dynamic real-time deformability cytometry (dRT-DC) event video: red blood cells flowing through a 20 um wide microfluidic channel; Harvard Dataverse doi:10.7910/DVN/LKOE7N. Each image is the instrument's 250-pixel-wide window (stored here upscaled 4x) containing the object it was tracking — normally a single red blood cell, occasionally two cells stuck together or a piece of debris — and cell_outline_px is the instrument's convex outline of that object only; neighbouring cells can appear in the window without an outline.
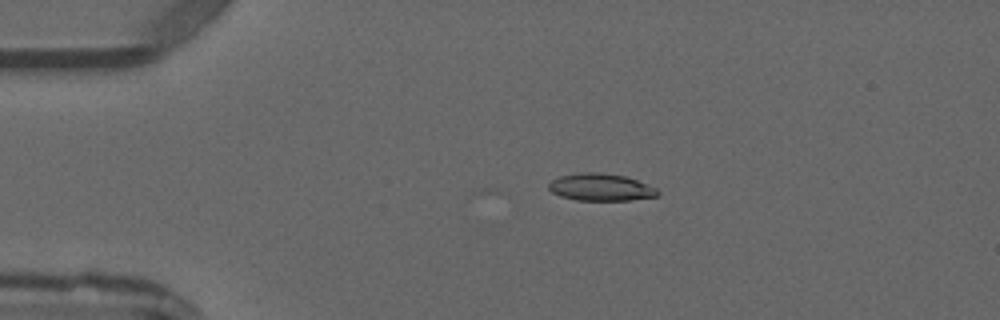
{"species": "common noctule bat (a hibernating species)", "species_latin": "Nyctalus noctula", "temperature_condition": "warm", "stored_images_in_passage": 8, "camera_frame_rate_fps": 3000, "um_per_image_px": 0.085, "animal": {"sex": "male", "forearm_length_mm": 52.5}, "frame": {"image": 1, "passage_image": 3, "time_ms": 2.333, "image_size_px": [1000, 320], "cell_outline_px": [[660, 192], [656, 196], [628, 200], [576, 200], [560, 196], [552, 192], [548, 188], [548, 184], [552, 180], [560, 176], [580, 172], [600, 172], [624, 176], [636, 180], [656, 188]], "centroid_in_image_um": [51.03, 15.91], "position_along_channel_um": 34.0, "area_um2": 17.17}}